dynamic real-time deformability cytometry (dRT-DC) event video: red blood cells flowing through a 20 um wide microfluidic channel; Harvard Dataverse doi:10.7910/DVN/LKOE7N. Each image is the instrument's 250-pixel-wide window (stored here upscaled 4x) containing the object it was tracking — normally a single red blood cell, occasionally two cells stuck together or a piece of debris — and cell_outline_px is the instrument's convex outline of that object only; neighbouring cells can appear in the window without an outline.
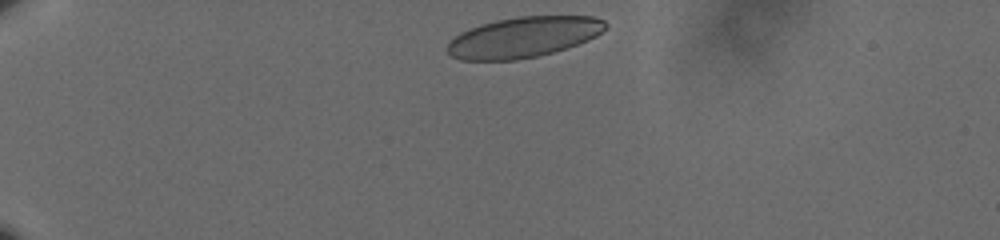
{"species": "human", "species_latin": "Homo sapiens", "temperature_condition": "cold", "stored_images_in_passage": 39, "camera_frame_rate_fps": 3000, "um_per_image_px": 0.085, "donor": {"sex": "male"}, "frame": {"image": 1, "passage_image": 1, "time_ms": 0.0, "image_size_px": [1000, 240], "cell_outline_px": [[608, 24], [596, 36], [588, 40], [552, 52], [536, 56], [516, 60], [460, 60], [452, 56], [448, 52], [448, 44], [460, 32], [468, 28], [480, 24], [496, 20], [516, 16], [592, 16], [604, 20]], "centroid_in_image_um": [44.48, 3.15], "position_along_channel_um": 40.5, "area_um2": 37.17}}
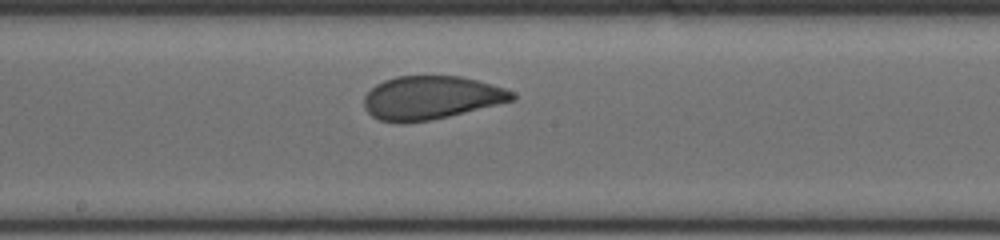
{"frame": {"image": 2, "passage_image": 21, "time_ms": 6.667, "image_size_px": [1000, 240], "cell_outline_px": [[516, 100], [448, 116], [428, 120], [380, 120], [372, 116], [364, 108], [364, 96], [376, 84], [384, 80], [396, 76], [460, 76], [476, 80], [504, 88], [512, 92], [516, 96]], "centroid_in_image_um": [36.66, 8.27], "position_along_channel_um": 211.5, "area_um2": 36.65}}
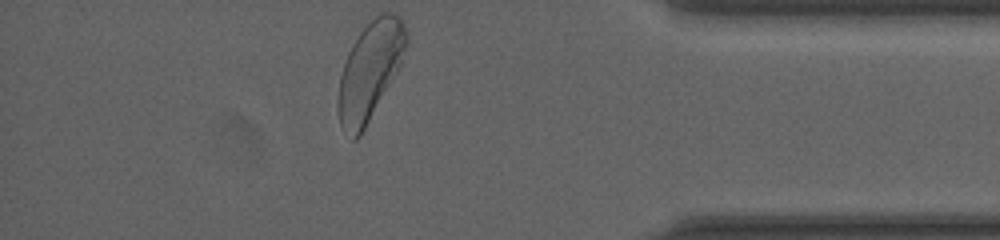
{"frame": {"image": 3, "passage_image": 39, "time_ms": 12.667, "image_size_px": [1000, 240], "cell_outline_px": [[408, 44], [400, 64], [392, 80], [360, 136], [356, 140], [352, 140], [340, 124], [336, 100], [340, 76], [348, 52], [352, 44], [360, 32], [380, 12], [388, 12], [400, 16], [404, 20], [408, 32]], "centroid_in_image_um": [31.45, 6.0], "position_along_channel_um": 403.8, "area_um2": 38.78}, "authors_computed_cell_mechanics": {"area_um2": 37.9168, "velocity_mm_per_s": 3.5791, "shape_relaxation_time_tau1_ms": 3.06, "shape_relaxation_time_tau2_ms": null, "deformation_change_tau1": 0.1229, "deformation_change_tau2": null}}